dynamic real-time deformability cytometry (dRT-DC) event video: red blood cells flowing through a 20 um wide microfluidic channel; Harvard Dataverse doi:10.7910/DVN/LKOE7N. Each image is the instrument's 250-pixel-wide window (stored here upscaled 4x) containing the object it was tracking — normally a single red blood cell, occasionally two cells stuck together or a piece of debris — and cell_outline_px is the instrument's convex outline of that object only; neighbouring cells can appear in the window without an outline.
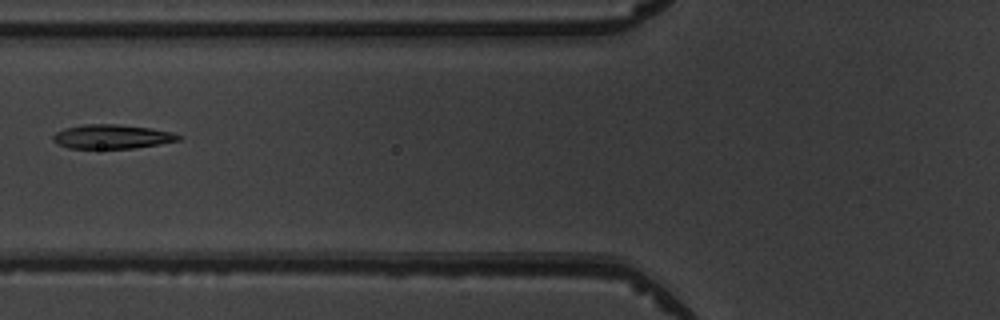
{"species": "common noctule bat (a hibernating species)", "species_latin": "Nyctalus noctula", "temperature_condition": "warm", "stored_images_in_passage": 2, "camera_frame_rate_fps": 3000, "um_per_image_px": 0.085, "animal": {"sex": "male", "body_mass_g": 19.5, "forearm_length_mm": 54.6}, "frame": {"image": 1, "passage_image": 2, "time_ms": 1.0, "image_size_px": [1000, 320], "cell_outline_px": [[180, 140], [132, 148], [68, 148], [56, 144], [52, 140], [52, 136], [56, 132], [64, 128], [84, 124], [116, 124], [152, 128], [172, 132], [180, 136]], "centroid_in_image_um": [9.46, 11.6], "position_along_channel_um": 116.3, "area_um2": 17.57}}